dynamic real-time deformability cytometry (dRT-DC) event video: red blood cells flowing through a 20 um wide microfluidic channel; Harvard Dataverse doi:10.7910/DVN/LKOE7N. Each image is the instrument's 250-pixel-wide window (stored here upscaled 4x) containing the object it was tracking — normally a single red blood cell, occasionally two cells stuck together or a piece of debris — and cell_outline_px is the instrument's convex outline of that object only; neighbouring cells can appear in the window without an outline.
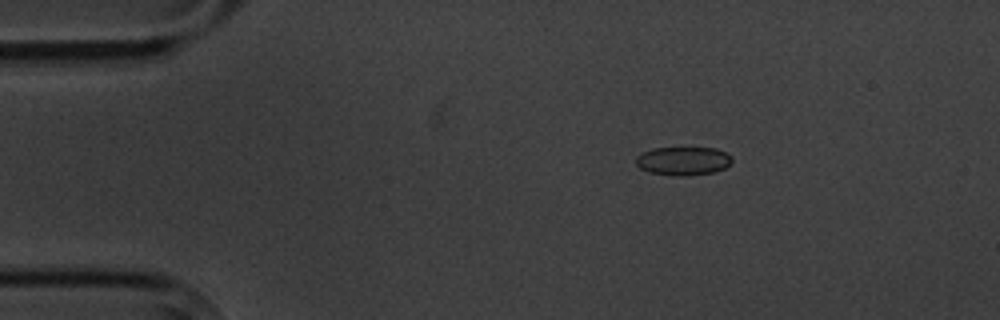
{"species": "common noctule bat (a hibernating species)", "species_latin": "Nyctalus noctula", "temperature_condition": "cold", "stored_images_in_passage": 5, "camera_frame_rate_fps": 3000, "um_per_image_px": 0.085, "animal": {"sex": "male", "body_mass_g": 20.1, "forearm_length_mm": 53.5}, "frame": {"image": 1, "passage_image": 3, "time_ms": 2.333, "image_size_px": [1000, 320], "cell_outline_px": [[732, 160], [724, 168], [712, 172], [688, 176], [676, 176], [648, 172], [640, 168], [636, 164], [636, 156], [640, 152], [652, 148], [716, 148], [732, 156]], "centroid_in_image_um": [58.02, 13.68], "position_along_channel_um": 27.0, "area_um2": 16.01}}